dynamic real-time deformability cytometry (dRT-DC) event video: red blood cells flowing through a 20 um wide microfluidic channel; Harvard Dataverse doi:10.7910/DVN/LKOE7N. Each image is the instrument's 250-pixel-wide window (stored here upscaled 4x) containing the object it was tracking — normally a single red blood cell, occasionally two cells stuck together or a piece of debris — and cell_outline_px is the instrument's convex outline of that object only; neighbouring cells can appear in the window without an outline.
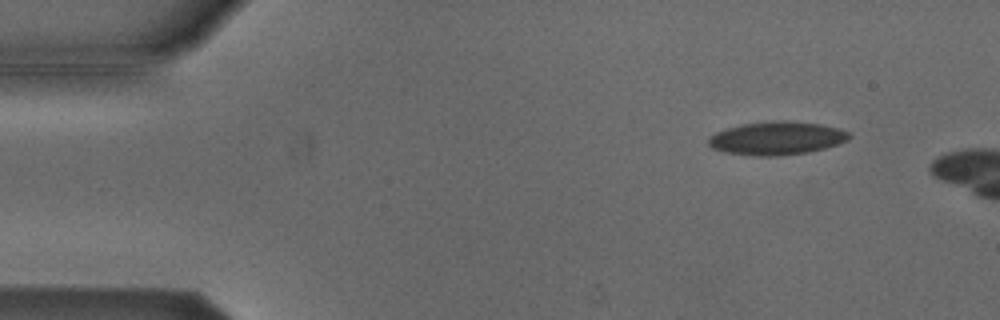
{"species": "Egyptian fruit bat (a non-hibernating species)", "species_latin": "Rousettus aegyptiacus", "temperature_condition": "cold", "stored_images_in_passage": 3, "camera_frame_rate_fps": 3000, "um_per_image_px": 0.085, "animal": {"sex": "male"}, "frame": {"image": 1, "passage_image": 1, "time_ms": 0.0, "image_size_px": [1000, 320], "cell_outline_px": [[852, 136], [848, 140], [824, 148], [808, 152], [780, 156], [756, 156], [724, 152], [712, 148], [708, 144], [708, 140], [716, 132], [740, 124], [776, 120], [784, 120], [820, 124], [840, 128], [848, 132]], "centroid_in_image_um": [66.03, 11.74], "position_along_channel_um": 19.0, "area_um2": 27.28}}